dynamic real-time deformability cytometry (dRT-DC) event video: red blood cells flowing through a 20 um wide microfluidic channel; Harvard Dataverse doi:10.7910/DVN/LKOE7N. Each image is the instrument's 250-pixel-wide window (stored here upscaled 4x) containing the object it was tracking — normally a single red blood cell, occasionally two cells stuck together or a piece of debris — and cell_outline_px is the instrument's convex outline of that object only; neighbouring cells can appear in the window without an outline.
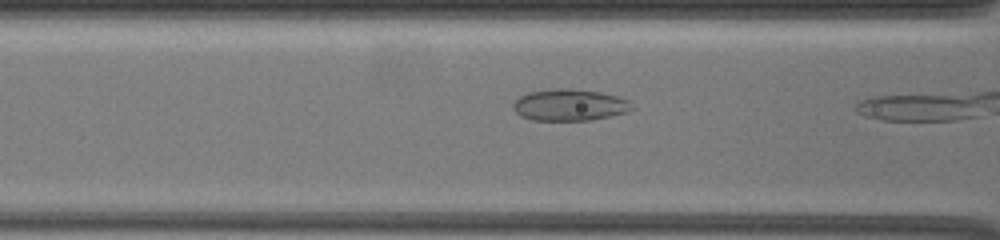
{"species": "common noctule bat (a hibernating species)", "species_latin": "Nyctalus noctula", "temperature_condition": "warm", "stored_images_in_passage": 4, "camera_frame_rate_fps": 3000, "um_per_image_px": 0.085, "animal": {"sex": "female", "body_mass_g": 19.5, "forearm_length_mm": 54.1}, "frame": {"image": 1, "passage_image": 3, "time_ms": 1.333, "image_size_px": [1000, 240], "cell_outline_px": [[632, 108], [624, 112], [592, 120], [532, 120], [520, 116], [512, 108], [512, 104], [520, 96], [528, 92], [556, 88], [568, 88], [600, 92], [620, 96], [628, 100]], "centroid_in_image_um": [48.37, 8.91], "position_along_channel_um": 118.2, "area_um2": 21.79}}